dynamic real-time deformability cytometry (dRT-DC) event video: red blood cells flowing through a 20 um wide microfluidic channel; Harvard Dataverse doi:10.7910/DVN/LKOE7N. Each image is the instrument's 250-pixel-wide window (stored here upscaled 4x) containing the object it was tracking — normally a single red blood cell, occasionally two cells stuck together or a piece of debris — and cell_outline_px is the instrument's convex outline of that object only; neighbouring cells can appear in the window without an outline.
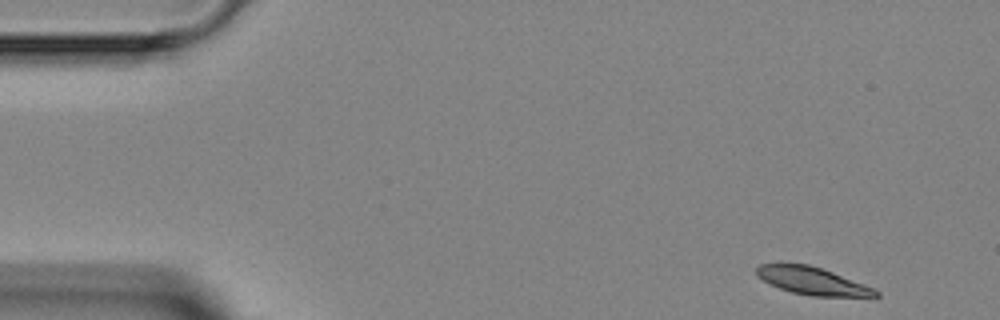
{"species": "Egyptian fruit bat (a non-hibernating species)", "species_latin": "Rousettus aegyptiacus", "temperature_condition": "room temperature", "stored_images_in_passage": 3, "camera_frame_rate_fps": 3000, "um_per_image_px": 0.085, "animal": {"sex": "female"}, "frame": {"image": 1, "passage_image": 1, "time_ms": 0.0, "image_size_px": [1000, 320], "cell_outline_px": [[880, 296], [812, 296], [792, 292], [780, 288], [756, 276], [756, 268], [760, 264], [808, 264], [832, 272], [876, 288], [880, 292]], "centroid_in_image_um": [69.08, 23.88], "position_along_channel_um": 15.9, "area_um2": 18.84}}
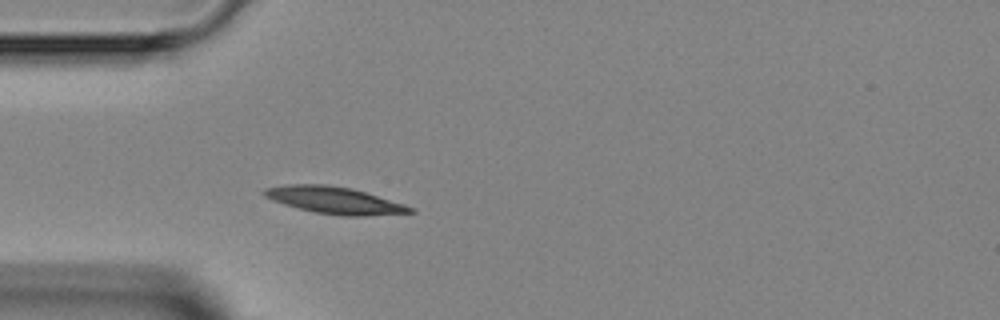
{"frame": {"image": 2, "passage_image": 3, "time_ms": 3.333, "image_size_px": [1000, 320], "cell_outline_px": [[416, 212], [364, 216], [344, 216], [316, 212], [284, 204], [272, 200], [264, 196], [260, 192], [264, 188], [288, 184], [328, 184], [352, 188], [404, 204], [416, 208]], "centroid_in_image_um": [28.43, 17.01], "position_along_channel_um": 56.6, "area_um2": 22.89}}